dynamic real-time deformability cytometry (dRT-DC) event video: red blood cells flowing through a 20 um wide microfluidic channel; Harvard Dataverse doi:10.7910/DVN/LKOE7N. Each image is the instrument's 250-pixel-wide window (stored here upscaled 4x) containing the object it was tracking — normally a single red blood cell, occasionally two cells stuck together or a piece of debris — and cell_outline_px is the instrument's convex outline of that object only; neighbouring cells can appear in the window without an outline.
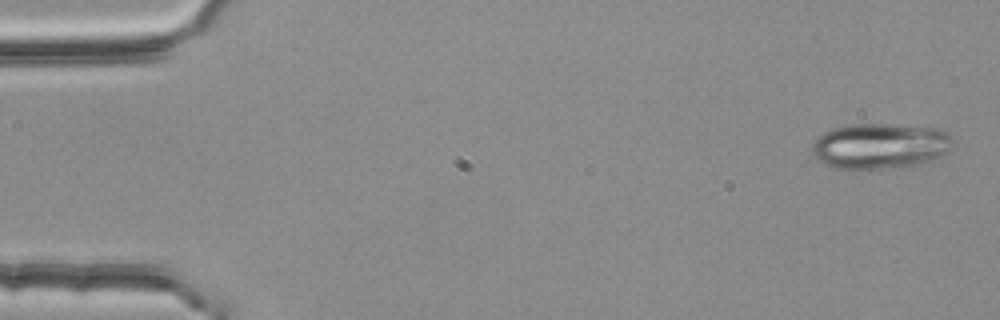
{"species": "common noctule bat (a hibernating species)", "species_latin": "Nyctalus noctula", "temperature_condition": "room temperature", "stored_images_in_passage": 4, "camera_frame_rate_fps": 3000, "um_per_image_px": 0.085, "animal": {"sex": "female", "body_mass_g": 25.1}, "frame": {"image": 1, "passage_image": 1, "time_ms": 0.0, "image_size_px": [1000, 320], "cell_outline_px": [[952, 144], [948, 152], [924, 164], [880, 168], [836, 168], [824, 164], [816, 160], [812, 152], [812, 144], [816, 136], [832, 128], [852, 124], [892, 124], [940, 128], [952, 136]], "centroid_in_image_um": [74.8, 12.39], "position_along_channel_um": 10.2, "area_um2": 37.63}}